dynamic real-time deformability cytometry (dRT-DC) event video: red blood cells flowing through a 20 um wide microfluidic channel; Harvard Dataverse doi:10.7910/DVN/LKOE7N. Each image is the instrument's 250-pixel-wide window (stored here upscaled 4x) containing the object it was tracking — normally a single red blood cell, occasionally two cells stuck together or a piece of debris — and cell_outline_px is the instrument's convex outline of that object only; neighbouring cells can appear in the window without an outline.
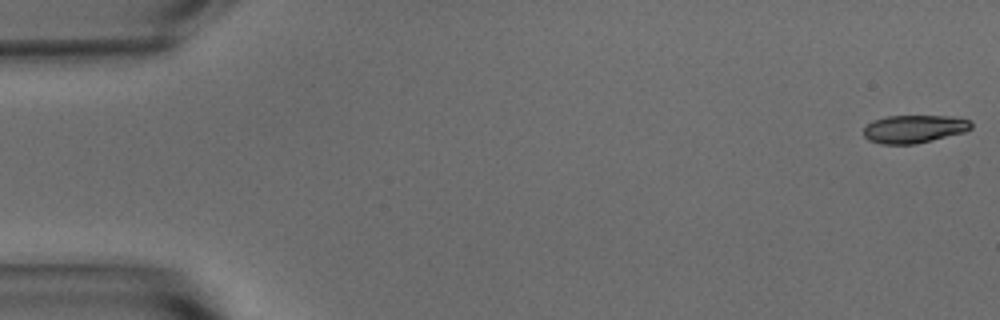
{"species": "common noctule bat (a hibernating species)", "species_latin": "Nyctalus noctula", "temperature_condition": "warm", "stored_images_in_passage": 14, "camera_frame_rate_fps": 3000, "um_per_image_px": 0.085, "animal": {"sex": "male", "body_mass_g": 15.6}, "frame": {"image": 1, "passage_image": 1, "time_ms": 0.0, "image_size_px": [1000, 320], "cell_outline_px": [[972, 128], [964, 132], [916, 144], [880, 144], [868, 140], [864, 136], [864, 128], [872, 120], [888, 116], [952, 116], [968, 120], [972, 124]], "centroid_in_image_um": [77.68, 10.96], "position_along_channel_um": 7.3, "area_um2": 17.51}}
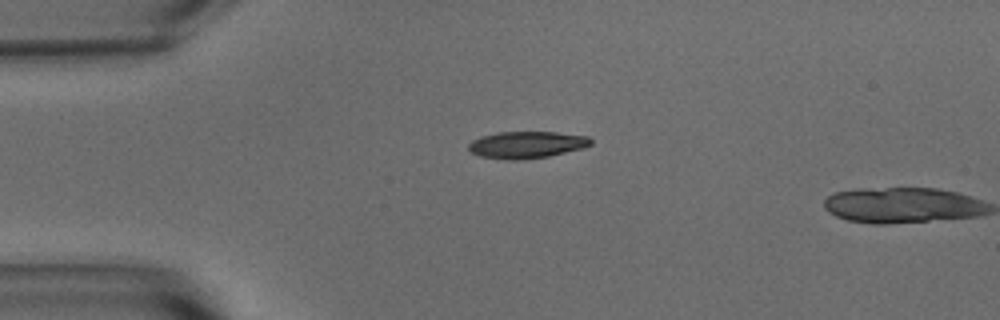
{"frame": {"image": 2, "passage_image": 13, "time_ms": 4.0, "image_size_px": [1000, 320], "cell_outline_px": [[592, 144], [584, 148], [548, 156], [520, 160], [508, 160], [480, 156], [472, 152], [468, 148], [468, 144], [472, 140], [480, 136], [496, 132], [556, 132], [588, 136], [592, 140]], "centroid_in_image_um": [44.76, 12.3], "position_along_channel_um": 40.2, "area_um2": 19.25}}